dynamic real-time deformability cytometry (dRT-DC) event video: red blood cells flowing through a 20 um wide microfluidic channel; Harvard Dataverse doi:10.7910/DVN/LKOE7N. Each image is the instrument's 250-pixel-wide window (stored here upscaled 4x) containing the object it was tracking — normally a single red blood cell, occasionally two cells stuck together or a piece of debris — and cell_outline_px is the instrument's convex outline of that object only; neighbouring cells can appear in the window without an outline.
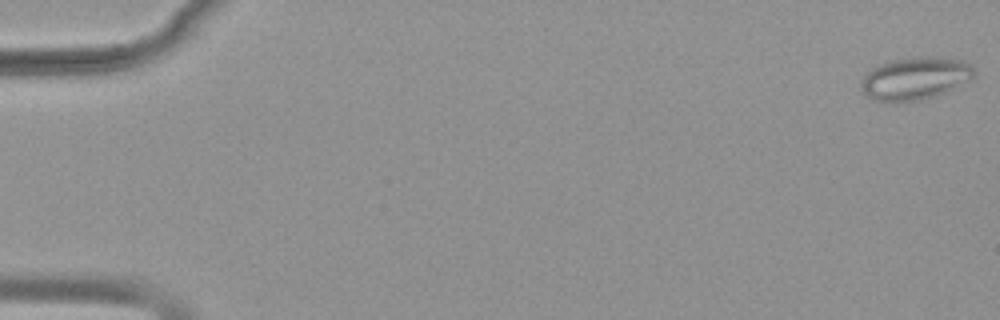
{"species": "common noctule bat (a hibernating species)", "species_latin": "Nyctalus noctula", "temperature_condition": "warm", "stored_images_in_passage": 18, "camera_frame_rate_fps": 3000, "um_per_image_px": 0.085, "animal": {"sex": "female", "body_mass_g": 19.9}, "frame": {"image": 1, "passage_image": 1, "time_ms": 0.0, "image_size_px": [1000, 320], "cell_outline_px": [[976, 76], [936, 96], [920, 100], [896, 104], [872, 100], [860, 88], [860, 80], [864, 72], [888, 60], [916, 56], [936, 56], [964, 60], [972, 64], [976, 72]], "centroid_in_image_um": [77.74, 6.66], "position_along_channel_um": 7.3, "area_um2": 28.96}}